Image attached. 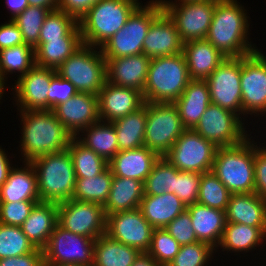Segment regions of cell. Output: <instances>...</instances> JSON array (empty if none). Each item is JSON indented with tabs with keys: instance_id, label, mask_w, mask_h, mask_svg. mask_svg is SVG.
I'll list each match as a JSON object with an SVG mask.
<instances>
[{
	"instance_id": "obj_49",
	"label": "cell",
	"mask_w": 266,
	"mask_h": 266,
	"mask_svg": "<svg viewBox=\"0 0 266 266\" xmlns=\"http://www.w3.org/2000/svg\"><path fill=\"white\" fill-rule=\"evenodd\" d=\"M181 246L197 242L190 213L186 209L164 228Z\"/></svg>"
},
{
	"instance_id": "obj_55",
	"label": "cell",
	"mask_w": 266,
	"mask_h": 266,
	"mask_svg": "<svg viewBox=\"0 0 266 266\" xmlns=\"http://www.w3.org/2000/svg\"><path fill=\"white\" fill-rule=\"evenodd\" d=\"M11 169L12 167L10 165V161L7 158L5 151H3L0 147V187L7 180Z\"/></svg>"
},
{
	"instance_id": "obj_39",
	"label": "cell",
	"mask_w": 266,
	"mask_h": 266,
	"mask_svg": "<svg viewBox=\"0 0 266 266\" xmlns=\"http://www.w3.org/2000/svg\"><path fill=\"white\" fill-rule=\"evenodd\" d=\"M82 39L78 20L59 9L50 11L43 22L39 41Z\"/></svg>"
},
{
	"instance_id": "obj_31",
	"label": "cell",
	"mask_w": 266,
	"mask_h": 266,
	"mask_svg": "<svg viewBox=\"0 0 266 266\" xmlns=\"http://www.w3.org/2000/svg\"><path fill=\"white\" fill-rule=\"evenodd\" d=\"M144 197L143 182L133 178L113 177L108 199L105 203V214L137 209Z\"/></svg>"
},
{
	"instance_id": "obj_45",
	"label": "cell",
	"mask_w": 266,
	"mask_h": 266,
	"mask_svg": "<svg viewBox=\"0 0 266 266\" xmlns=\"http://www.w3.org/2000/svg\"><path fill=\"white\" fill-rule=\"evenodd\" d=\"M181 245L165 230L154 229L148 254L160 266H167L179 252Z\"/></svg>"
},
{
	"instance_id": "obj_61",
	"label": "cell",
	"mask_w": 266,
	"mask_h": 266,
	"mask_svg": "<svg viewBox=\"0 0 266 266\" xmlns=\"http://www.w3.org/2000/svg\"><path fill=\"white\" fill-rule=\"evenodd\" d=\"M180 2H195V1H204V0H178Z\"/></svg>"
},
{
	"instance_id": "obj_17",
	"label": "cell",
	"mask_w": 266,
	"mask_h": 266,
	"mask_svg": "<svg viewBox=\"0 0 266 266\" xmlns=\"http://www.w3.org/2000/svg\"><path fill=\"white\" fill-rule=\"evenodd\" d=\"M153 231L139 208L106 215V234L141 253L150 249Z\"/></svg>"
},
{
	"instance_id": "obj_23",
	"label": "cell",
	"mask_w": 266,
	"mask_h": 266,
	"mask_svg": "<svg viewBox=\"0 0 266 266\" xmlns=\"http://www.w3.org/2000/svg\"><path fill=\"white\" fill-rule=\"evenodd\" d=\"M159 157L156 152L142 146L127 151H118L108 164L113 176L133 178L144 182Z\"/></svg>"
},
{
	"instance_id": "obj_34",
	"label": "cell",
	"mask_w": 266,
	"mask_h": 266,
	"mask_svg": "<svg viewBox=\"0 0 266 266\" xmlns=\"http://www.w3.org/2000/svg\"><path fill=\"white\" fill-rule=\"evenodd\" d=\"M266 237V227H251L242 223H226L219 245L227 251L255 249ZM264 239V240H263Z\"/></svg>"
},
{
	"instance_id": "obj_29",
	"label": "cell",
	"mask_w": 266,
	"mask_h": 266,
	"mask_svg": "<svg viewBox=\"0 0 266 266\" xmlns=\"http://www.w3.org/2000/svg\"><path fill=\"white\" fill-rule=\"evenodd\" d=\"M197 240L219 247L226 225L225 211L199 203L187 206ZM218 244V245H217Z\"/></svg>"
},
{
	"instance_id": "obj_27",
	"label": "cell",
	"mask_w": 266,
	"mask_h": 266,
	"mask_svg": "<svg viewBox=\"0 0 266 266\" xmlns=\"http://www.w3.org/2000/svg\"><path fill=\"white\" fill-rule=\"evenodd\" d=\"M57 224L58 203L39 202L20 227L36 248L43 249Z\"/></svg>"
},
{
	"instance_id": "obj_40",
	"label": "cell",
	"mask_w": 266,
	"mask_h": 266,
	"mask_svg": "<svg viewBox=\"0 0 266 266\" xmlns=\"http://www.w3.org/2000/svg\"><path fill=\"white\" fill-rule=\"evenodd\" d=\"M36 65L35 48L28 44H20L0 50V75L5 80L7 73L20 72L24 76Z\"/></svg>"
},
{
	"instance_id": "obj_12",
	"label": "cell",
	"mask_w": 266,
	"mask_h": 266,
	"mask_svg": "<svg viewBox=\"0 0 266 266\" xmlns=\"http://www.w3.org/2000/svg\"><path fill=\"white\" fill-rule=\"evenodd\" d=\"M96 239L71 233L59 224L43 248L44 264H80L93 266Z\"/></svg>"
},
{
	"instance_id": "obj_18",
	"label": "cell",
	"mask_w": 266,
	"mask_h": 266,
	"mask_svg": "<svg viewBox=\"0 0 266 266\" xmlns=\"http://www.w3.org/2000/svg\"><path fill=\"white\" fill-rule=\"evenodd\" d=\"M56 70L34 66L24 76L17 77L15 89L16 101L20 111L48 110V93Z\"/></svg>"
},
{
	"instance_id": "obj_52",
	"label": "cell",
	"mask_w": 266,
	"mask_h": 266,
	"mask_svg": "<svg viewBox=\"0 0 266 266\" xmlns=\"http://www.w3.org/2000/svg\"><path fill=\"white\" fill-rule=\"evenodd\" d=\"M0 266H44L43 249L36 248L24 255L0 259Z\"/></svg>"
},
{
	"instance_id": "obj_59",
	"label": "cell",
	"mask_w": 266,
	"mask_h": 266,
	"mask_svg": "<svg viewBox=\"0 0 266 266\" xmlns=\"http://www.w3.org/2000/svg\"><path fill=\"white\" fill-rule=\"evenodd\" d=\"M44 266H85V265H80V264H44Z\"/></svg>"
},
{
	"instance_id": "obj_46",
	"label": "cell",
	"mask_w": 266,
	"mask_h": 266,
	"mask_svg": "<svg viewBox=\"0 0 266 266\" xmlns=\"http://www.w3.org/2000/svg\"><path fill=\"white\" fill-rule=\"evenodd\" d=\"M215 250L210 244L200 241L182 245L167 266H205Z\"/></svg>"
},
{
	"instance_id": "obj_41",
	"label": "cell",
	"mask_w": 266,
	"mask_h": 266,
	"mask_svg": "<svg viewBox=\"0 0 266 266\" xmlns=\"http://www.w3.org/2000/svg\"><path fill=\"white\" fill-rule=\"evenodd\" d=\"M231 193L212 172L201 175L197 203L226 211Z\"/></svg>"
},
{
	"instance_id": "obj_58",
	"label": "cell",
	"mask_w": 266,
	"mask_h": 266,
	"mask_svg": "<svg viewBox=\"0 0 266 266\" xmlns=\"http://www.w3.org/2000/svg\"><path fill=\"white\" fill-rule=\"evenodd\" d=\"M132 266H160L148 253H141Z\"/></svg>"
},
{
	"instance_id": "obj_53",
	"label": "cell",
	"mask_w": 266,
	"mask_h": 266,
	"mask_svg": "<svg viewBox=\"0 0 266 266\" xmlns=\"http://www.w3.org/2000/svg\"><path fill=\"white\" fill-rule=\"evenodd\" d=\"M24 44L19 27L10 19L0 25V50Z\"/></svg>"
},
{
	"instance_id": "obj_51",
	"label": "cell",
	"mask_w": 266,
	"mask_h": 266,
	"mask_svg": "<svg viewBox=\"0 0 266 266\" xmlns=\"http://www.w3.org/2000/svg\"><path fill=\"white\" fill-rule=\"evenodd\" d=\"M255 193L266 199V147L255 145L254 158Z\"/></svg>"
},
{
	"instance_id": "obj_44",
	"label": "cell",
	"mask_w": 266,
	"mask_h": 266,
	"mask_svg": "<svg viewBox=\"0 0 266 266\" xmlns=\"http://www.w3.org/2000/svg\"><path fill=\"white\" fill-rule=\"evenodd\" d=\"M175 178V167L163 156L154 163V166L147 176L144 185V195H162L173 193Z\"/></svg>"
},
{
	"instance_id": "obj_24",
	"label": "cell",
	"mask_w": 266,
	"mask_h": 266,
	"mask_svg": "<svg viewBox=\"0 0 266 266\" xmlns=\"http://www.w3.org/2000/svg\"><path fill=\"white\" fill-rule=\"evenodd\" d=\"M190 79L206 80L226 58L208 40H190L183 45Z\"/></svg>"
},
{
	"instance_id": "obj_2",
	"label": "cell",
	"mask_w": 266,
	"mask_h": 266,
	"mask_svg": "<svg viewBox=\"0 0 266 266\" xmlns=\"http://www.w3.org/2000/svg\"><path fill=\"white\" fill-rule=\"evenodd\" d=\"M245 11L237 0H219L214 8L205 39L225 57H244L258 50L247 40L249 17Z\"/></svg>"
},
{
	"instance_id": "obj_28",
	"label": "cell",
	"mask_w": 266,
	"mask_h": 266,
	"mask_svg": "<svg viewBox=\"0 0 266 266\" xmlns=\"http://www.w3.org/2000/svg\"><path fill=\"white\" fill-rule=\"evenodd\" d=\"M25 167H13L7 180L0 187V203L40 201L37 174L30 162Z\"/></svg>"
},
{
	"instance_id": "obj_37",
	"label": "cell",
	"mask_w": 266,
	"mask_h": 266,
	"mask_svg": "<svg viewBox=\"0 0 266 266\" xmlns=\"http://www.w3.org/2000/svg\"><path fill=\"white\" fill-rule=\"evenodd\" d=\"M67 150L72 158L76 178H92L109 167L104 158L83 145L77 137L71 139Z\"/></svg>"
},
{
	"instance_id": "obj_42",
	"label": "cell",
	"mask_w": 266,
	"mask_h": 266,
	"mask_svg": "<svg viewBox=\"0 0 266 266\" xmlns=\"http://www.w3.org/2000/svg\"><path fill=\"white\" fill-rule=\"evenodd\" d=\"M49 12L47 8L28 6L12 20L19 27L25 44L34 48L39 44L40 31Z\"/></svg>"
},
{
	"instance_id": "obj_56",
	"label": "cell",
	"mask_w": 266,
	"mask_h": 266,
	"mask_svg": "<svg viewBox=\"0 0 266 266\" xmlns=\"http://www.w3.org/2000/svg\"><path fill=\"white\" fill-rule=\"evenodd\" d=\"M6 5L10 8L11 20L22 13L28 6V0H6Z\"/></svg>"
},
{
	"instance_id": "obj_48",
	"label": "cell",
	"mask_w": 266,
	"mask_h": 266,
	"mask_svg": "<svg viewBox=\"0 0 266 266\" xmlns=\"http://www.w3.org/2000/svg\"><path fill=\"white\" fill-rule=\"evenodd\" d=\"M41 201H19L0 203V223L21 226L29 217L33 207Z\"/></svg>"
},
{
	"instance_id": "obj_38",
	"label": "cell",
	"mask_w": 266,
	"mask_h": 266,
	"mask_svg": "<svg viewBox=\"0 0 266 266\" xmlns=\"http://www.w3.org/2000/svg\"><path fill=\"white\" fill-rule=\"evenodd\" d=\"M113 177L112 171L108 167L104 172L92 178H76L72 199L104 206L109 196Z\"/></svg>"
},
{
	"instance_id": "obj_7",
	"label": "cell",
	"mask_w": 266,
	"mask_h": 266,
	"mask_svg": "<svg viewBox=\"0 0 266 266\" xmlns=\"http://www.w3.org/2000/svg\"><path fill=\"white\" fill-rule=\"evenodd\" d=\"M140 5L128 18L125 25L101 47L104 58L127 57L143 53V41L152 21L163 11L160 0Z\"/></svg>"
},
{
	"instance_id": "obj_9",
	"label": "cell",
	"mask_w": 266,
	"mask_h": 266,
	"mask_svg": "<svg viewBox=\"0 0 266 266\" xmlns=\"http://www.w3.org/2000/svg\"><path fill=\"white\" fill-rule=\"evenodd\" d=\"M146 126L144 146L164 156L186 130L174 103L144 102Z\"/></svg>"
},
{
	"instance_id": "obj_26",
	"label": "cell",
	"mask_w": 266,
	"mask_h": 266,
	"mask_svg": "<svg viewBox=\"0 0 266 266\" xmlns=\"http://www.w3.org/2000/svg\"><path fill=\"white\" fill-rule=\"evenodd\" d=\"M211 103L206 80L191 79L181 96L174 102L186 129H194Z\"/></svg>"
},
{
	"instance_id": "obj_35",
	"label": "cell",
	"mask_w": 266,
	"mask_h": 266,
	"mask_svg": "<svg viewBox=\"0 0 266 266\" xmlns=\"http://www.w3.org/2000/svg\"><path fill=\"white\" fill-rule=\"evenodd\" d=\"M102 122V123H101ZM86 131V133H84ZM85 137H77L87 148L109 162L119 151L117 136L112 122L98 121L83 129ZM87 135V136H86Z\"/></svg>"
},
{
	"instance_id": "obj_25",
	"label": "cell",
	"mask_w": 266,
	"mask_h": 266,
	"mask_svg": "<svg viewBox=\"0 0 266 266\" xmlns=\"http://www.w3.org/2000/svg\"><path fill=\"white\" fill-rule=\"evenodd\" d=\"M226 223L266 227V199L254 193L231 194L225 211Z\"/></svg>"
},
{
	"instance_id": "obj_6",
	"label": "cell",
	"mask_w": 266,
	"mask_h": 266,
	"mask_svg": "<svg viewBox=\"0 0 266 266\" xmlns=\"http://www.w3.org/2000/svg\"><path fill=\"white\" fill-rule=\"evenodd\" d=\"M31 164L37 174L41 202L61 203L73 198L76 176L68 150L38 157Z\"/></svg>"
},
{
	"instance_id": "obj_16",
	"label": "cell",
	"mask_w": 266,
	"mask_h": 266,
	"mask_svg": "<svg viewBox=\"0 0 266 266\" xmlns=\"http://www.w3.org/2000/svg\"><path fill=\"white\" fill-rule=\"evenodd\" d=\"M242 113L266 112V56L260 50L242 57L241 68ZM250 112V113H249ZM260 112V113H259ZM264 112V113H263Z\"/></svg>"
},
{
	"instance_id": "obj_50",
	"label": "cell",
	"mask_w": 266,
	"mask_h": 266,
	"mask_svg": "<svg viewBox=\"0 0 266 266\" xmlns=\"http://www.w3.org/2000/svg\"><path fill=\"white\" fill-rule=\"evenodd\" d=\"M78 91L72 83L56 74L49 86L48 110H53L57 105L72 98Z\"/></svg>"
},
{
	"instance_id": "obj_47",
	"label": "cell",
	"mask_w": 266,
	"mask_h": 266,
	"mask_svg": "<svg viewBox=\"0 0 266 266\" xmlns=\"http://www.w3.org/2000/svg\"><path fill=\"white\" fill-rule=\"evenodd\" d=\"M201 173L179 171L175 167L173 194H175L185 206L197 203Z\"/></svg>"
},
{
	"instance_id": "obj_36",
	"label": "cell",
	"mask_w": 266,
	"mask_h": 266,
	"mask_svg": "<svg viewBox=\"0 0 266 266\" xmlns=\"http://www.w3.org/2000/svg\"><path fill=\"white\" fill-rule=\"evenodd\" d=\"M83 45L82 39H48L35 47L36 66L56 70Z\"/></svg>"
},
{
	"instance_id": "obj_54",
	"label": "cell",
	"mask_w": 266,
	"mask_h": 266,
	"mask_svg": "<svg viewBox=\"0 0 266 266\" xmlns=\"http://www.w3.org/2000/svg\"><path fill=\"white\" fill-rule=\"evenodd\" d=\"M99 0H60L58 9L73 16L78 21Z\"/></svg>"
},
{
	"instance_id": "obj_20",
	"label": "cell",
	"mask_w": 266,
	"mask_h": 266,
	"mask_svg": "<svg viewBox=\"0 0 266 266\" xmlns=\"http://www.w3.org/2000/svg\"><path fill=\"white\" fill-rule=\"evenodd\" d=\"M143 104L142 92L112 84L107 80L98 93L99 117L105 122H113L133 113Z\"/></svg>"
},
{
	"instance_id": "obj_13",
	"label": "cell",
	"mask_w": 266,
	"mask_h": 266,
	"mask_svg": "<svg viewBox=\"0 0 266 266\" xmlns=\"http://www.w3.org/2000/svg\"><path fill=\"white\" fill-rule=\"evenodd\" d=\"M243 124L236 113L210 103L194 130L217 147H231L248 138Z\"/></svg>"
},
{
	"instance_id": "obj_11",
	"label": "cell",
	"mask_w": 266,
	"mask_h": 266,
	"mask_svg": "<svg viewBox=\"0 0 266 266\" xmlns=\"http://www.w3.org/2000/svg\"><path fill=\"white\" fill-rule=\"evenodd\" d=\"M163 10L174 21L181 40L205 39L219 0L179 2L160 0Z\"/></svg>"
},
{
	"instance_id": "obj_57",
	"label": "cell",
	"mask_w": 266,
	"mask_h": 266,
	"mask_svg": "<svg viewBox=\"0 0 266 266\" xmlns=\"http://www.w3.org/2000/svg\"><path fill=\"white\" fill-rule=\"evenodd\" d=\"M60 0H28L29 6L47 8L50 11L57 10Z\"/></svg>"
},
{
	"instance_id": "obj_8",
	"label": "cell",
	"mask_w": 266,
	"mask_h": 266,
	"mask_svg": "<svg viewBox=\"0 0 266 266\" xmlns=\"http://www.w3.org/2000/svg\"><path fill=\"white\" fill-rule=\"evenodd\" d=\"M94 46L83 44L57 69V74L78 92L98 95L107 80L106 60Z\"/></svg>"
},
{
	"instance_id": "obj_4",
	"label": "cell",
	"mask_w": 266,
	"mask_h": 266,
	"mask_svg": "<svg viewBox=\"0 0 266 266\" xmlns=\"http://www.w3.org/2000/svg\"><path fill=\"white\" fill-rule=\"evenodd\" d=\"M190 80L183 53L151 58L142 93L144 102L174 103Z\"/></svg>"
},
{
	"instance_id": "obj_32",
	"label": "cell",
	"mask_w": 266,
	"mask_h": 266,
	"mask_svg": "<svg viewBox=\"0 0 266 266\" xmlns=\"http://www.w3.org/2000/svg\"><path fill=\"white\" fill-rule=\"evenodd\" d=\"M140 254L138 249L118 242L105 233L95 240L93 266H132Z\"/></svg>"
},
{
	"instance_id": "obj_14",
	"label": "cell",
	"mask_w": 266,
	"mask_h": 266,
	"mask_svg": "<svg viewBox=\"0 0 266 266\" xmlns=\"http://www.w3.org/2000/svg\"><path fill=\"white\" fill-rule=\"evenodd\" d=\"M58 224L71 233L97 239L106 233L104 207L75 199L58 203Z\"/></svg>"
},
{
	"instance_id": "obj_30",
	"label": "cell",
	"mask_w": 266,
	"mask_h": 266,
	"mask_svg": "<svg viewBox=\"0 0 266 266\" xmlns=\"http://www.w3.org/2000/svg\"><path fill=\"white\" fill-rule=\"evenodd\" d=\"M139 209L154 229H164L187 207L175 194L167 192L162 195H144Z\"/></svg>"
},
{
	"instance_id": "obj_10",
	"label": "cell",
	"mask_w": 266,
	"mask_h": 266,
	"mask_svg": "<svg viewBox=\"0 0 266 266\" xmlns=\"http://www.w3.org/2000/svg\"><path fill=\"white\" fill-rule=\"evenodd\" d=\"M217 149L194 129H186L163 157L179 171L202 174L212 171Z\"/></svg>"
},
{
	"instance_id": "obj_43",
	"label": "cell",
	"mask_w": 266,
	"mask_h": 266,
	"mask_svg": "<svg viewBox=\"0 0 266 266\" xmlns=\"http://www.w3.org/2000/svg\"><path fill=\"white\" fill-rule=\"evenodd\" d=\"M35 249L20 226L0 223V259L24 255Z\"/></svg>"
},
{
	"instance_id": "obj_19",
	"label": "cell",
	"mask_w": 266,
	"mask_h": 266,
	"mask_svg": "<svg viewBox=\"0 0 266 266\" xmlns=\"http://www.w3.org/2000/svg\"><path fill=\"white\" fill-rule=\"evenodd\" d=\"M53 111L73 137H77L80 131L100 121L98 95L89 93L77 92L66 102L57 105Z\"/></svg>"
},
{
	"instance_id": "obj_3",
	"label": "cell",
	"mask_w": 266,
	"mask_h": 266,
	"mask_svg": "<svg viewBox=\"0 0 266 266\" xmlns=\"http://www.w3.org/2000/svg\"><path fill=\"white\" fill-rule=\"evenodd\" d=\"M140 4L138 0H99L78 21L83 44L100 48Z\"/></svg>"
},
{
	"instance_id": "obj_15",
	"label": "cell",
	"mask_w": 266,
	"mask_h": 266,
	"mask_svg": "<svg viewBox=\"0 0 266 266\" xmlns=\"http://www.w3.org/2000/svg\"><path fill=\"white\" fill-rule=\"evenodd\" d=\"M241 68L242 57H226L206 79L211 103L238 116L242 114Z\"/></svg>"
},
{
	"instance_id": "obj_33",
	"label": "cell",
	"mask_w": 266,
	"mask_h": 266,
	"mask_svg": "<svg viewBox=\"0 0 266 266\" xmlns=\"http://www.w3.org/2000/svg\"><path fill=\"white\" fill-rule=\"evenodd\" d=\"M115 128L119 151H127L144 146L146 107L112 122Z\"/></svg>"
},
{
	"instance_id": "obj_60",
	"label": "cell",
	"mask_w": 266,
	"mask_h": 266,
	"mask_svg": "<svg viewBox=\"0 0 266 266\" xmlns=\"http://www.w3.org/2000/svg\"><path fill=\"white\" fill-rule=\"evenodd\" d=\"M5 80L3 79V77L0 75V99L2 98V95L4 94L3 90H4V82Z\"/></svg>"
},
{
	"instance_id": "obj_1",
	"label": "cell",
	"mask_w": 266,
	"mask_h": 266,
	"mask_svg": "<svg viewBox=\"0 0 266 266\" xmlns=\"http://www.w3.org/2000/svg\"><path fill=\"white\" fill-rule=\"evenodd\" d=\"M22 115L21 154L24 162H32L46 154L68 149L73 136L57 119L53 110H26Z\"/></svg>"
},
{
	"instance_id": "obj_5",
	"label": "cell",
	"mask_w": 266,
	"mask_h": 266,
	"mask_svg": "<svg viewBox=\"0 0 266 266\" xmlns=\"http://www.w3.org/2000/svg\"><path fill=\"white\" fill-rule=\"evenodd\" d=\"M250 140L247 138L231 147H218L216 151L212 172L231 194L255 192V143Z\"/></svg>"
},
{
	"instance_id": "obj_21",
	"label": "cell",
	"mask_w": 266,
	"mask_h": 266,
	"mask_svg": "<svg viewBox=\"0 0 266 266\" xmlns=\"http://www.w3.org/2000/svg\"><path fill=\"white\" fill-rule=\"evenodd\" d=\"M181 40L174 21L163 10L151 23L143 41V54L149 58L183 53Z\"/></svg>"
},
{
	"instance_id": "obj_22",
	"label": "cell",
	"mask_w": 266,
	"mask_h": 266,
	"mask_svg": "<svg viewBox=\"0 0 266 266\" xmlns=\"http://www.w3.org/2000/svg\"><path fill=\"white\" fill-rule=\"evenodd\" d=\"M105 60L108 82L143 93L151 58L142 53Z\"/></svg>"
}]
</instances>
